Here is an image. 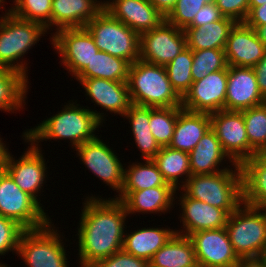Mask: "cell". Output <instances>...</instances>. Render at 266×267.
<instances>
[{"instance_id": "9f6ffc18", "label": "cell", "mask_w": 266, "mask_h": 267, "mask_svg": "<svg viewBox=\"0 0 266 267\" xmlns=\"http://www.w3.org/2000/svg\"><path fill=\"white\" fill-rule=\"evenodd\" d=\"M0 267H8V265H6V264H2V262H0ZM9 267H11V266H9Z\"/></svg>"}, {"instance_id": "ba28073f", "label": "cell", "mask_w": 266, "mask_h": 267, "mask_svg": "<svg viewBox=\"0 0 266 267\" xmlns=\"http://www.w3.org/2000/svg\"><path fill=\"white\" fill-rule=\"evenodd\" d=\"M85 28L100 51L128 61L139 60L140 35L103 9Z\"/></svg>"}, {"instance_id": "9a60e30c", "label": "cell", "mask_w": 266, "mask_h": 267, "mask_svg": "<svg viewBox=\"0 0 266 267\" xmlns=\"http://www.w3.org/2000/svg\"><path fill=\"white\" fill-rule=\"evenodd\" d=\"M198 267H239L242 260L234 252L225 227L190 234Z\"/></svg>"}, {"instance_id": "9c48e42d", "label": "cell", "mask_w": 266, "mask_h": 267, "mask_svg": "<svg viewBox=\"0 0 266 267\" xmlns=\"http://www.w3.org/2000/svg\"><path fill=\"white\" fill-rule=\"evenodd\" d=\"M33 197L23 192L4 170H0V215L16 221L25 230L38 229L52 219Z\"/></svg>"}, {"instance_id": "ee69618b", "label": "cell", "mask_w": 266, "mask_h": 267, "mask_svg": "<svg viewBox=\"0 0 266 267\" xmlns=\"http://www.w3.org/2000/svg\"><path fill=\"white\" fill-rule=\"evenodd\" d=\"M223 15L217 8L214 2L204 5L197 15L194 17L193 22L188 27H201L207 23H212L220 20Z\"/></svg>"}, {"instance_id": "7402d4cb", "label": "cell", "mask_w": 266, "mask_h": 267, "mask_svg": "<svg viewBox=\"0 0 266 267\" xmlns=\"http://www.w3.org/2000/svg\"><path fill=\"white\" fill-rule=\"evenodd\" d=\"M175 193L178 191L172 186H158L141 191H121L114 197L124 204L128 216L136 213L154 215L170 213L171 208H175Z\"/></svg>"}, {"instance_id": "11a10c76", "label": "cell", "mask_w": 266, "mask_h": 267, "mask_svg": "<svg viewBox=\"0 0 266 267\" xmlns=\"http://www.w3.org/2000/svg\"><path fill=\"white\" fill-rule=\"evenodd\" d=\"M5 2L3 1V0H0V9L2 10V9H5V8H3L4 6L3 5H5L4 4ZM2 4V5H1Z\"/></svg>"}, {"instance_id": "d6a6232c", "label": "cell", "mask_w": 266, "mask_h": 267, "mask_svg": "<svg viewBox=\"0 0 266 267\" xmlns=\"http://www.w3.org/2000/svg\"><path fill=\"white\" fill-rule=\"evenodd\" d=\"M130 63L122 58L98 51L91 63L75 78H101L111 81L127 82Z\"/></svg>"}, {"instance_id": "bcb514c9", "label": "cell", "mask_w": 266, "mask_h": 267, "mask_svg": "<svg viewBox=\"0 0 266 267\" xmlns=\"http://www.w3.org/2000/svg\"><path fill=\"white\" fill-rule=\"evenodd\" d=\"M257 83L263 98L266 100V52L260 61L253 67Z\"/></svg>"}, {"instance_id": "ac0fdd59", "label": "cell", "mask_w": 266, "mask_h": 267, "mask_svg": "<svg viewBox=\"0 0 266 267\" xmlns=\"http://www.w3.org/2000/svg\"><path fill=\"white\" fill-rule=\"evenodd\" d=\"M265 102L253 68L228 65L225 110L241 112Z\"/></svg>"}, {"instance_id": "44dd1931", "label": "cell", "mask_w": 266, "mask_h": 267, "mask_svg": "<svg viewBox=\"0 0 266 267\" xmlns=\"http://www.w3.org/2000/svg\"><path fill=\"white\" fill-rule=\"evenodd\" d=\"M78 82L95 106L111 114L123 117L132 105L127 82L101 78H81Z\"/></svg>"}, {"instance_id": "5b68a950", "label": "cell", "mask_w": 266, "mask_h": 267, "mask_svg": "<svg viewBox=\"0 0 266 267\" xmlns=\"http://www.w3.org/2000/svg\"><path fill=\"white\" fill-rule=\"evenodd\" d=\"M2 15H0V66L19 71L28 77V64L23 56L39 42L42 36H45L44 34H47V29L43 24L20 19L8 10Z\"/></svg>"}, {"instance_id": "3957f363", "label": "cell", "mask_w": 266, "mask_h": 267, "mask_svg": "<svg viewBox=\"0 0 266 267\" xmlns=\"http://www.w3.org/2000/svg\"><path fill=\"white\" fill-rule=\"evenodd\" d=\"M127 84L132 104L152 108L182 106V98L173 89L162 65L135 61L130 65Z\"/></svg>"}, {"instance_id": "484cf974", "label": "cell", "mask_w": 266, "mask_h": 267, "mask_svg": "<svg viewBox=\"0 0 266 267\" xmlns=\"http://www.w3.org/2000/svg\"><path fill=\"white\" fill-rule=\"evenodd\" d=\"M123 250L147 262L176 233L174 229L144 227L132 232L125 231Z\"/></svg>"}, {"instance_id": "f6af8a7d", "label": "cell", "mask_w": 266, "mask_h": 267, "mask_svg": "<svg viewBox=\"0 0 266 267\" xmlns=\"http://www.w3.org/2000/svg\"><path fill=\"white\" fill-rule=\"evenodd\" d=\"M245 23L248 26L266 25V3L258 7H249V14Z\"/></svg>"}, {"instance_id": "603a6c76", "label": "cell", "mask_w": 266, "mask_h": 267, "mask_svg": "<svg viewBox=\"0 0 266 267\" xmlns=\"http://www.w3.org/2000/svg\"><path fill=\"white\" fill-rule=\"evenodd\" d=\"M100 1L52 0L51 31L55 30L57 32L66 28L85 27L90 20L104 9V5Z\"/></svg>"}, {"instance_id": "83f0119b", "label": "cell", "mask_w": 266, "mask_h": 267, "mask_svg": "<svg viewBox=\"0 0 266 267\" xmlns=\"http://www.w3.org/2000/svg\"><path fill=\"white\" fill-rule=\"evenodd\" d=\"M148 264L149 267H198L192 241L178 233L153 255Z\"/></svg>"}, {"instance_id": "277c9868", "label": "cell", "mask_w": 266, "mask_h": 267, "mask_svg": "<svg viewBox=\"0 0 266 267\" xmlns=\"http://www.w3.org/2000/svg\"><path fill=\"white\" fill-rule=\"evenodd\" d=\"M233 167L213 174L191 175L180 190L188 197L224 209L230 215L243 203L240 165Z\"/></svg>"}, {"instance_id": "4dcf8cb0", "label": "cell", "mask_w": 266, "mask_h": 267, "mask_svg": "<svg viewBox=\"0 0 266 267\" xmlns=\"http://www.w3.org/2000/svg\"><path fill=\"white\" fill-rule=\"evenodd\" d=\"M123 116L129 120L131 134L141 156L144 160L153 159L161 147L150 130V107L132 104Z\"/></svg>"}, {"instance_id": "f5cc1de1", "label": "cell", "mask_w": 266, "mask_h": 267, "mask_svg": "<svg viewBox=\"0 0 266 267\" xmlns=\"http://www.w3.org/2000/svg\"><path fill=\"white\" fill-rule=\"evenodd\" d=\"M266 3V0H249V7H258Z\"/></svg>"}, {"instance_id": "f907efd6", "label": "cell", "mask_w": 266, "mask_h": 267, "mask_svg": "<svg viewBox=\"0 0 266 267\" xmlns=\"http://www.w3.org/2000/svg\"><path fill=\"white\" fill-rule=\"evenodd\" d=\"M239 267H265L259 260L242 261Z\"/></svg>"}, {"instance_id": "4fadbf2b", "label": "cell", "mask_w": 266, "mask_h": 267, "mask_svg": "<svg viewBox=\"0 0 266 267\" xmlns=\"http://www.w3.org/2000/svg\"><path fill=\"white\" fill-rule=\"evenodd\" d=\"M96 137L77 147V156L80 162L87 167L99 180L108 185L116 193H120L124 181V168L116 152Z\"/></svg>"}, {"instance_id": "74e56055", "label": "cell", "mask_w": 266, "mask_h": 267, "mask_svg": "<svg viewBox=\"0 0 266 267\" xmlns=\"http://www.w3.org/2000/svg\"><path fill=\"white\" fill-rule=\"evenodd\" d=\"M177 116L178 107H150V130L160 147L169 146L171 143Z\"/></svg>"}, {"instance_id": "e575fe53", "label": "cell", "mask_w": 266, "mask_h": 267, "mask_svg": "<svg viewBox=\"0 0 266 267\" xmlns=\"http://www.w3.org/2000/svg\"><path fill=\"white\" fill-rule=\"evenodd\" d=\"M192 63V50L186 47L170 63L164 66L173 89L181 98L190 90L193 83Z\"/></svg>"}, {"instance_id": "7dc6e473", "label": "cell", "mask_w": 266, "mask_h": 267, "mask_svg": "<svg viewBox=\"0 0 266 267\" xmlns=\"http://www.w3.org/2000/svg\"><path fill=\"white\" fill-rule=\"evenodd\" d=\"M164 17L174 8L177 0H148Z\"/></svg>"}, {"instance_id": "816d5d0a", "label": "cell", "mask_w": 266, "mask_h": 267, "mask_svg": "<svg viewBox=\"0 0 266 267\" xmlns=\"http://www.w3.org/2000/svg\"><path fill=\"white\" fill-rule=\"evenodd\" d=\"M252 207L266 211V197H261Z\"/></svg>"}, {"instance_id": "836d02e7", "label": "cell", "mask_w": 266, "mask_h": 267, "mask_svg": "<svg viewBox=\"0 0 266 267\" xmlns=\"http://www.w3.org/2000/svg\"><path fill=\"white\" fill-rule=\"evenodd\" d=\"M143 162H133L124 169L121 191H141L158 186H171L164 180L153 159H143Z\"/></svg>"}, {"instance_id": "7bdbcfd3", "label": "cell", "mask_w": 266, "mask_h": 267, "mask_svg": "<svg viewBox=\"0 0 266 267\" xmlns=\"http://www.w3.org/2000/svg\"><path fill=\"white\" fill-rule=\"evenodd\" d=\"M224 17L245 22L249 14V0H214Z\"/></svg>"}, {"instance_id": "ffe728a7", "label": "cell", "mask_w": 266, "mask_h": 267, "mask_svg": "<svg viewBox=\"0 0 266 267\" xmlns=\"http://www.w3.org/2000/svg\"><path fill=\"white\" fill-rule=\"evenodd\" d=\"M104 9L139 35L158 27L165 17L148 0H103Z\"/></svg>"}, {"instance_id": "d4e9b609", "label": "cell", "mask_w": 266, "mask_h": 267, "mask_svg": "<svg viewBox=\"0 0 266 267\" xmlns=\"http://www.w3.org/2000/svg\"><path fill=\"white\" fill-rule=\"evenodd\" d=\"M210 128L211 118L208 113L191 112L178 107L177 122L169 147L190 153Z\"/></svg>"}, {"instance_id": "db71d44e", "label": "cell", "mask_w": 266, "mask_h": 267, "mask_svg": "<svg viewBox=\"0 0 266 267\" xmlns=\"http://www.w3.org/2000/svg\"><path fill=\"white\" fill-rule=\"evenodd\" d=\"M259 261L266 267V246H265L264 252L262 253Z\"/></svg>"}, {"instance_id": "60d3db41", "label": "cell", "mask_w": 266, "mask_h": 267, "mask_svg": "<svg viewBox=\"0 0 266 267\" xmlns=\"http://www.w3.org/2000/svg\"><path fill=\"white\" fill-rule=\"evenodd\" d=\"M25 229L13 219L0 215V256L15 252L17 254L21 234Z\"/></svg>"}, {"instance_id": "e0dca14e", "label": "cell", "mask_w": 266, "mask_h": 267, "mask_svg": "<svg viewBox=\"0 0 266 267\" xmlns=\"http://www.w3.org/2000/svg\"><path fill=\"white\" fill-rule=\"evenodd\" d=\"M180 197L175 193V200L178 201L182 210L179 216L183 229L175 230L176 233L189 236L194 232L219 229L227 224L229 214L224 210L209 205L206 202L190 198L183 191L179 192Z\"/></svg>"}, {"instance_id": "4316f807", "label": "cell", "mask_w": 266, "mask_h": 267, "mask_svg": "<svg viewBox=\"0 0 266 267\" xmlns=\"http://www.w3.org/2000/svg\"><path fill=\"white\" fill-rule=\"evenodd\" d=\"M237 22L228 17H222L201 27H187V47L191 50L224 49L231 29Z\"/></svg>"}, {"instance_id": "52a82bcc", "label": "cell", "mask_w": 266, "mask_h": 267, "mask_svg": "<svg viewBox=\"0 0 266 267\" xmlns=\"http://www.w3.org/2000/svg\"><path fill=\"white\" fill-rule=\"evenodd\" d=\"M55 228L50 221L44 227L23 231L17 255L27 267H69L66 242L63 241L61 232Z\"/></svg>"}, {"instance_id": "681fc988", "label": "cell", "mask_w": 266, "mask_h": 267, "mask_svg": "<svg viewBox=\"0 0 266 267\" xmlns=\"http://www.w3.org/2000/svg\"><path fill=\"white\" fill-rule=\"evenodd\" d=\"M249 27H252L255 30L257 37L266 46V25H263V26H249Z\"/></svg>"}, {"instance_id": "6da1fadb", "label": "cell", "mask_w": 266, "mask_h": 267, "mask_svg": "<svg viewBox=\"0 0 266 267\" xmlns=\"http://www.w3.org/2000/svg\"><path fill=\"white\" fill-rule=\"evenodd\" d=\"M82 204L76 250L80 267H90L123 249L128 214L124 204L114 197L104 199L91 194Z\"/></svg>"}, {"instance_id": "d590c367", "label": "cell", "mask_w": 266, "mask_h": 267, "mask_svg": "<svg viewBox=\"0 0 266 267\" xmlns=\"http://www.w3.org/2000/svg\"><path fill=\"white\" fill-rule=\"evenodd\" d=\"M249 146L256 152H266V102L241 111Z\"/></svg>"}, {"instance_id": "8992f818", "label": "cell", "mask_w": 266, "mask_h": 267, "mask_svg": "<svg viewBox=\"0 0 266 267\" xmlns=\"http://www.w3.org/2000/svg\"><path fill=\"white\" fill-rule=\"evenodd\" d=\"M225 228L242 261L261 258L266 246V211L242 203L229 215Z\"/></svg>"}, {"instance_id": "d6986e66", "label": "cell", "mask_w": 266, "mask_h": 267, "mask_svg": "<svg viewBox=\"0 0 266 267\" xmlns=\"http://www.w3.org/2000/svg\"><path fill=\"white\" fill-rule=\"evenodd\" d=\"M224 52L228 65L253 68L265 55L266 46L252 27L237 22L230 31Z\"/></svg>"}, {"instance_id": "f1b7e54d", "label": "cell", "mask_w": 266, "mask_h": 267, "mask_svg": "<svg viewBox=\"0 0 266 267\" xmlns=\"http://www.w3.org/2000/svg\"><path fill=\"white\" fill-rule=\"evenodd\" d=\"M242 173V202L253 206L266 197V152L256 153L240 164Z\"/></svg>"}, {"instance_id": "cb8c5ba5", "label": "cell", "mask_w": 266, "mask_h": 267, "mask_svg": "<svg viewBox=\"0 0 266 267\" xmlns=\"http://www.w3.org/2000/svg\"><path fill=\"white\" fill-rule=\"evenodd\" d=\"M189 157L191 175L213 174L231 169L230 166L233 167L235 164L223 151L220 141L212 128L203 135L199 143L189 153ZM226 159H228L230 161L229 164H231L230 166L223 167L222 165L224 164H222V162H227L228 160Z\"/></svg>"}, {"instance_id": "f546056e", "label": "cell", "mask_w": 266, "mask_h": 267, "mask_svg": "<svg viewBox=\"0 0 266 267\" xmlns=\"http://www.w3.org/2000/svg\"><path fill=\"white\" fill-rule=\"evenodd\" d=\"M153 161L164 180L176 191H179L191 176L190 157L187 152L164 146L160 148Z\"/></svg>"}, {"instance_id": "7a4b0ae2", "label": "cell", "mask_w": 266, "mask_h": 267, "mask_svg": "<svg viewBox=\"0 0 266 267\" xmlns=\"http://www.w3.org/2000/svg\"><path fill=\"white\" fill-rule=\"evenodd\" d=\"M105 115L106 113L93 111L89 107H81L76 101L70 100L57 114L47 117L34 128L26 129L23 136L35 147H40L39 143L44 140L60 139L69 140L70 146L76 149L99 136L95 134V131L103 126Z\"/></svg>"}, {"instance_id": "ab89813d", "label": "cell", "mask_w": 266, "mask_h": 267, "mask_svg": "<svg viewBox=\"0 0 266 267\" xmlns=\"http://www.w3.org/2000/svg\"><path fill=\"white\" fill-rule=\"evenodd\" d=\"M212 2L214 0H177L165 20L177 28L185 30L193 22L200 9Z\"/></svg>"}, {"instance_id": "5bb4252c", "label": "cell", "mask_w": 266, "mask_h": 267, "mask_svg": "<svg viewBox=\"0 0 266 267\" xmlns=\"http://www.w3.org/2000/svg\"><path fill=\"white\" fill-rule=\"evenodd\" d=\"M211 128L217 135L223 151L235 164H241L256 152L249 146L242 112L220 110L209 114Z\"/></svg>"}, {"instance_id": "7c38bea8", "label": "cell", "mask_w": 266, "mask_h": 267, "mask_svg": "<svg viewBox=\"0 0 266 267\" xmlns=\"http://www.w3.org/2000/svg\"><path fill=\"white\" fill-rule=\"evenodd\" d=\"M186 47L184 30L164 20L158 27L140 34L139 59L165 66Z\"/></svg>"}, {"instance_id": "2e32d148", "label": "cell", "mask_w": 266, "mask_h": 267, "mask_svg": "<svg viewBox=\"0 0 266 267\" xmlns=\"http://www.w3.org/2000/svg\"><path fill=\"white\" fill-rule=\"evenodd\" d=\"M227 70L209 73L194 81L182 98V108L191 112L214 113L225 110Z\"/></svg>"}, {"instance_id": "8d00e7d4", "label": "cell", "mask_w": 266, "mask_h": 267, "mask_svg": "<svg viewBox=\"0 0 266 267\" xmlns=\"http://www.w3.org/2000/svg\"><path fill=\"white\" fill-rule=\"evenodd\" d=\"M193 63L191 74L194 81H199L209 73L228 70L224 49L192 50Z\"/></svg>"}, {"instance_id": "30bf717a", "label": "cell", "mask_w": 266, "mask_h": 267, "mask_svg": "<svg viewBox=\"0 0 266 267\" xmlns=\"http://www.w3.org/2000/svg\"><path fill=\"white\" fill-rule=\"evenodd\" d=\"M51 36L52 47L60 55L61 64L66 67L65 70L74 77V80L99 51L85 27L61 29L51 33Z\"/></svg>"}, {"instance_id": "1f68e13d", "label": "cell", "mask_w": 266, "mask_h": 267, "mask_svg": "<svg viewBox=\"0 0 266 267\" xmlns=\"http://www.w3.org/2000/svg\"><path fill=\"white\" fill-rule=\"evenodd\" d=\"M28 84V77L23 73L0 66V110L14 113L24 109Z\"/></svg>"}, {"instance_id": "b9f144b4", "label": "cell", "mask_w": 266, "mask_h": 267, "mask_svg": "<svg viewBox=\"0 0 266 267\" xmlns=\"http://www.w3.org/2000/svg\"><path fill=\"white\" fill-rule=\"evenodd\" d=\"M90 267H149L146 260L126 253L123 249L113 255L96 261Z\"/></svg>"}, {"instance_id": "c3c4849f", "label": "cell", "mask_w": 266, "mask_h": 267, "mask_svg": "<svg viewBox=\"0 0 266 267\" xmlns=\"http://www.w3.org/2000/svg\"><path fill=\"white\" fill-rule=\"evenodd\" d=\"M2 139L3 138L0 137V170L4 168L7 156L10 152L6 146V143H4Z\"/></svg>"}, {"instance_id": "8fae6325", "label": "cell", "mask_w": 266, "mask_h": 267, "mask_svg": "<svg viewBox=\"0 0 266 267\" xmlns=\"http://www.w3.org/2000/svg\"><path fill=\"white\" fill-rule=\"evenodd\" d=\"M23 140L28 143L26 151L15 159L14 155L9 152L4 170L11 176L17 186L28 195L33 197L42 207L40 203L41 189L44 188L47 176V162L42 153V147H35L23 135ZM39 194V195H37ZM39 198V199H38Z\"/></svg>"}, {"instance_id": "f35d334b", "label": "cell", "mask_w": 266, "mask_h": 267, "mask_svg": "<svg viewBox=\"0 0 266 267\" xmlns=\"http://www.w3.org/2000/svg\"><path fill=\"white\" fill-rule=\"evenodd\" d=\"M11 8L7 9L14 16L28 21L43 24L51 30L52 0H12ZM15 5V6H14Z\"/></svg>"}]
</instances>
